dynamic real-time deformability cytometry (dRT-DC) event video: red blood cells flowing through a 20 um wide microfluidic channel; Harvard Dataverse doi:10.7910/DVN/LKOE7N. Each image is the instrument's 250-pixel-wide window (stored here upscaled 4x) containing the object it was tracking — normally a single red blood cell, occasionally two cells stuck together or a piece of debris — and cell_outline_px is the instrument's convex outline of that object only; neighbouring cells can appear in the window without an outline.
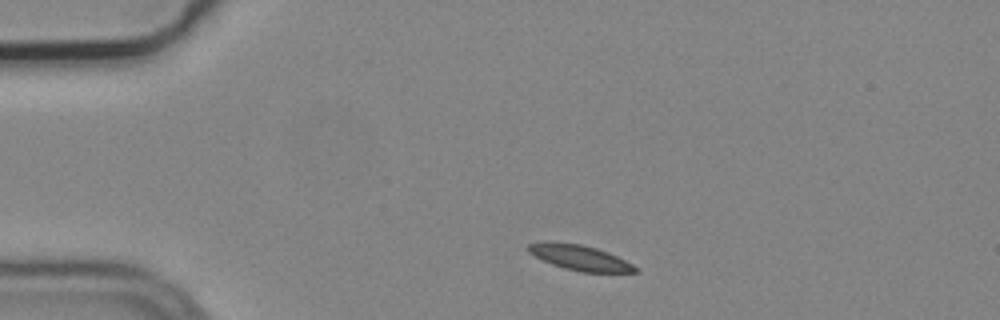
{"species": "common noctule bat (a hibernating species)", "species_latin": "Nyctalus noctula", "temperature_condition": "cold", "stored_images_in_passage": 6, "camera_frame_rate_fps": 3000, "um_per_image_px": 0.085, "animal": {"sex": "male", "body_mass_g": 19.2, "forearm_length_mm": 51.8}, "frame": {"image": 1, "passage_image": 1, "time_ms": 0.0, "image_size_px": [1000, 320], "cell_outline_px": [[640, 272], [580, 272], [564, 268], [552, 264], [528, 252], [528, 244], [540, 240], [548, 240], [580, 244], [596, 248], [608, 252], [640, 268]], "centroid_in_image_um": [49.26, 21.88], "position_along_channel_um": 35.7, "area_um2": 15.9}}
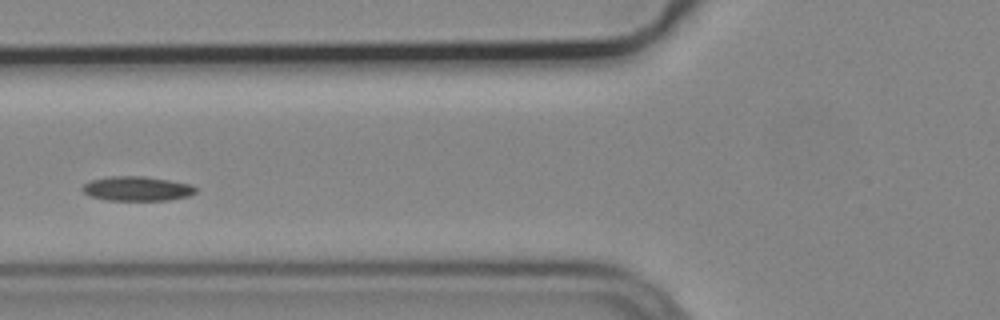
{"frame": {"image": 2, "passage_image": 3, "time_ms": 0.667, "image_size_px": [1000, 320], "cell_outline_px": [[196, 192], [188, 196], [168, 200], [108, 200], [92, 196], [84, 192], [80, 188], [84, 184], [92, 180], [108, 176], [144, 176], [192, 184], [196, 188]], "centroid_in_image_um": [11.66, 16.03], "position_along_channel_um": 114.1, "area_um2": 16.07}}
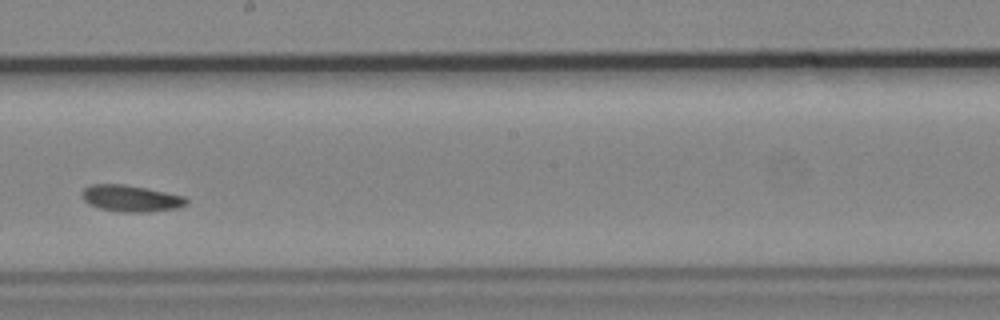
{"frame": {"image": 3, "passage_image": 6, "time_ms": 1.667, "image_size_px": [1000, 320], "cell_outline_px": [[188, 204], [176, 208], [148, 212], [120, 212], [100, 208], [88, 204], [80, 196], [80, 192], [84, 188], [92, 184], [124, 184], [184, 196], [188, 200]], "centroid_in_image_um": [11.08, 16.87], "position_along_channel_um": 237.1, "area_um2": 16.13}}